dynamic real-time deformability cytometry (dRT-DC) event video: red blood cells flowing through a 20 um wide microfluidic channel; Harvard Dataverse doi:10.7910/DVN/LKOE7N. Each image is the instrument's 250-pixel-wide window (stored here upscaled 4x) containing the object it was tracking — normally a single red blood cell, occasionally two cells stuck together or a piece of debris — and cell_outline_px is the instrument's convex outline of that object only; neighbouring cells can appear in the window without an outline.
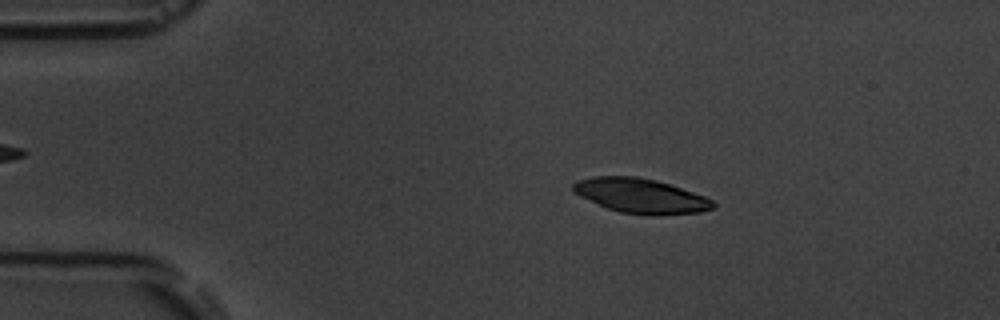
{"species": "common noctule bat (a hibernating species)", "species_latin": "Nyctalus noctula", "temperature_condition": "room temperature", "stored_images_in_passage": 3, "camera_frame_rate_fps": 3000, "um_per_image_px": 0.085, "animal": {"sex": "male", "body_mass_g": 19.5, "forearm_length_mm": 54.6}, "frame": {"image": 1, "passage_image": 2, "time_ms": 1.0, "image_size_px": [1000, 320], "cell_outline_px": [[716, 208], [700, 212], [656, 216], [648, 216], [620, 212], [608, 208], [580, 196], [572, 192], [572, 184], [576, 180], [592, 176], [636, 176], [656, 180], [704, 196], [712, 200], [716, 204]], "centroid_in_image_um": [54.45, 16.65], "position_along_channel_um": 30.5, "area_um2": 28.38}}